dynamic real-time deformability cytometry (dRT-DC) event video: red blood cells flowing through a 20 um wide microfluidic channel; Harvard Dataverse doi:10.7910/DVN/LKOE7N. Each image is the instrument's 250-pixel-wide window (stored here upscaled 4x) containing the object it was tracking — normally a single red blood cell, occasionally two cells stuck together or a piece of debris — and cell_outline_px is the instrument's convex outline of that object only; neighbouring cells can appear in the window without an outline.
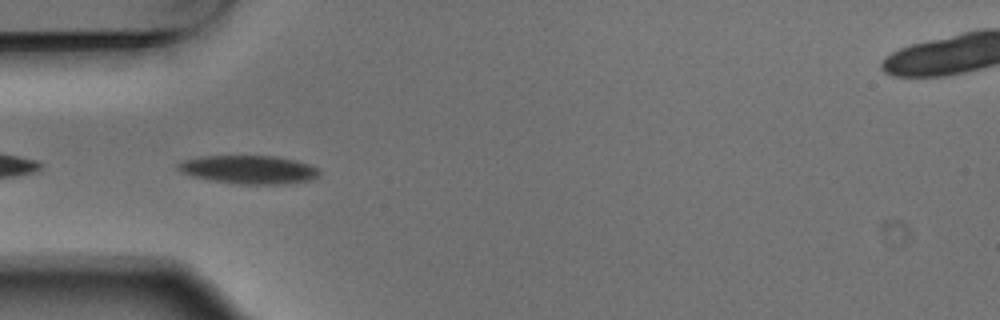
{"species": "Egyptian fruit bat (a non-hibernating species)", "species_latin": "Rousettus aegyptiacus", "temperature_condition": "warm", "stored_images_in_passage": 7, "camera_frame_rate_fps": 3000, "um_per_image_px": 0.085, "animal": {"sex": "male"}, "frame": {"image": 1, "passage_image": 5, "time_ms": 1.333, "image_size_px": [1000, 320], "cell_outline_px": [[320, 172], [312, 180], [280, 184], [240, 184], [212, 180], [192, 176], [180, 172], [176, 168], [176, 164], [184, 160], [200, 156], [276, 156], [296, 160], [308, 164], [316, 168]], "centroid_in_image_um": [21.11, 14.41], "position_along_channel_um": 63.9, "area_um2": 23.29}}
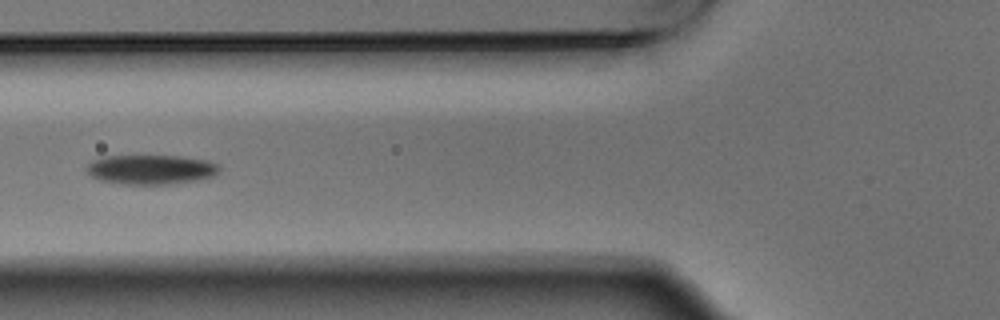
{"frame": {"image": 2, "passage_image": 6, "time_ms": 1.667, "image_size_px": [1000, 320], "cell_outline_px": [[220, 172], [216, 176], [196, 180], [168, 184], [124, 184], [100, 180], [92, 176], [84, 168], [92, 160], [104, 156], [180, 156], [208, 160], [220, 164]], "centroid_in_image_um": [12.87, 14.4], "position_along_channel_um": 112.9, "area_um2": 23.0}}
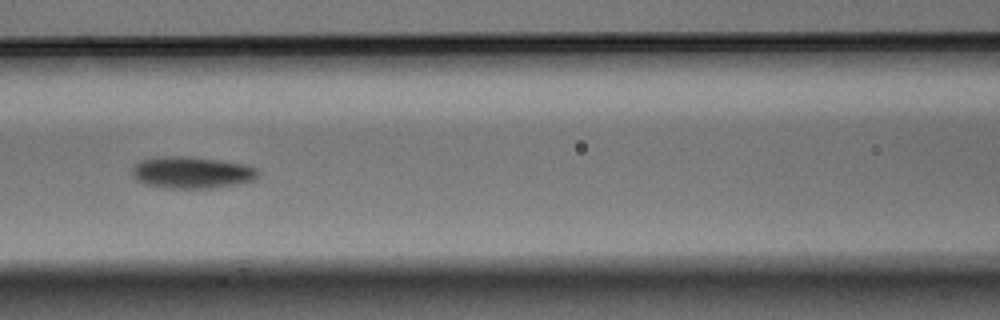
{"frame": {"image": 3, "passage_image": 7, "time_ms": 2.0, "image_size_px": [1000, 320], "cell_outline_px": [[260, 172], [256, 180], [216, 188], [164, 188], [144, 184], [136, 180], [132, 176], [132, 168], [140, 160], [156, 156], [184, 156], [220, 160], [248, 164], [256, 168]], "centroid_in_image_um": [16.31, 14.66], "position_along_channel_um": 150.3, "area_um2": 23.76}}